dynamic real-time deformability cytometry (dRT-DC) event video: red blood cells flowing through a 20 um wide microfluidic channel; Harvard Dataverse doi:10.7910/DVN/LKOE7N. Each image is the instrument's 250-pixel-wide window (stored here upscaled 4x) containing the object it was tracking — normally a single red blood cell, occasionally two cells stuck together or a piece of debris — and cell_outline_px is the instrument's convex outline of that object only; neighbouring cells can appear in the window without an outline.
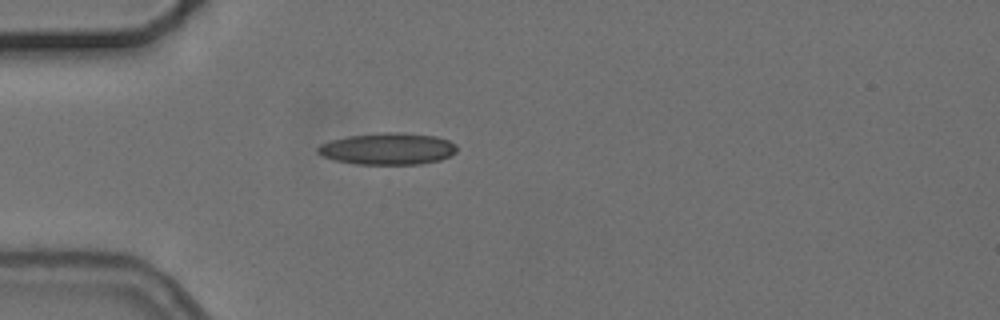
{"species": "common noctule bat (a hibernating species)", "species_latin": "Nyctalus noctula", "temperature_condition": "cold", "stored_images_in_passage": 2, "camera_frame_rate_fps": 3000, "um_per_image_px": 0.085, "animal": {"sex": "female", "body_mass_g": 24.6, "forearm_length_mm": 56.2}, "frame": {"image": 1, "passage_image": 1, "time_ms": 0.0, "image_size_px": [1000, 320], "cell_outline_px": [[456, 152], [440, 160], [420, 164], [356, 164], [336, 160], [324, 156], [316, 152], [316, 148], [320, 144], [328, 140], [348, 136], [380, 132], [400, 132], [436, 136], [448, 140], [456, 144]], "centroid_in_image_um": [32.94, 12.63], "position_along_channel_um": 52.1, "area_um2": 25.84}}